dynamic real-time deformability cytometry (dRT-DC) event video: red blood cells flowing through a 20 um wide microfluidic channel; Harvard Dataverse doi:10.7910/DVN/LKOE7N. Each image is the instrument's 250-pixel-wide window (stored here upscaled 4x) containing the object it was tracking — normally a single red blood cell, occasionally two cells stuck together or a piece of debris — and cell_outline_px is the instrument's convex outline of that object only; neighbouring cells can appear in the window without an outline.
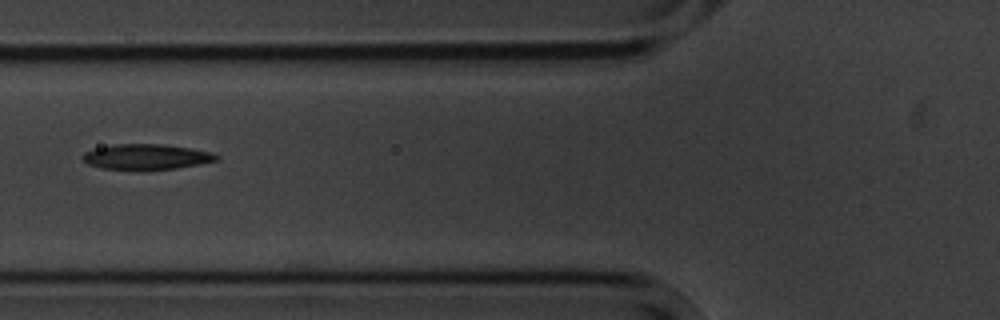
{"species": "common noctule bat (a hibernating species)", "species_latin": "Nyctalus noctula", "temperature_condition": "cold", "stored_images_in_passage": 15, "segment_of_instrument_passage": [1, 2], "camera_frame_rate_fps": 3000, "um_per_image_px": 0.085, "animal": {"sex": "male", "body_mass_g": 20.1, "forearm_length_mm": 53.5}, "frame": {"image": 1, "passage_image": 5, "time_ms": 5.667, "image_size_px": [1000, 320], "cell_outline_px": [[220, 156], [216, 160], [176, 168], [100, 168], [88, 164], [80, 156], [84, 152], [96, 148], [112, 144], [164, 144], [192, 148], [212, 152]], "centroid_in_image_um": [12.42, 13.29], "position_along_channel_um": 113.4, "area_um2": 19.31}}
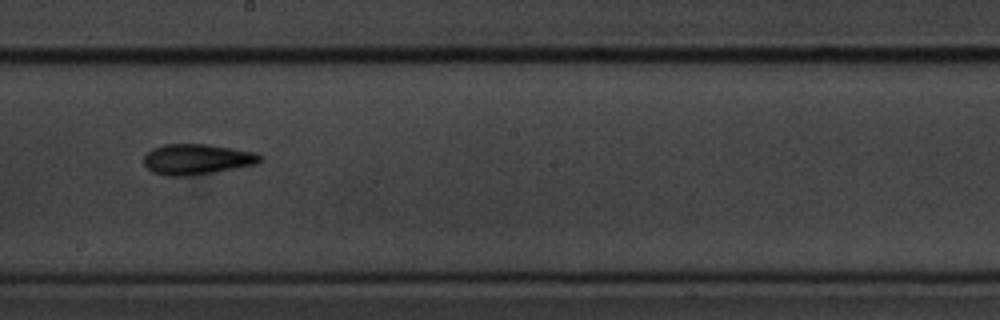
{"frame": {"image": 2, "passage_image": 8, "time_ms": 9.0, "image_size_px": [1000, 320], "cell_outline_px": [[264, 160], [256, 164], [236, 168], [212, 172], [184, 176], [168, 176], [152, 172], [144, 164], [144, 156], [152, 148], [164, 144], [208, 144], [256, 152], [264, 156]], "centroid_in_image_um": [16.77, 13.52], "position_along_channel_um": 231.4, "area_um2": 20.75}}
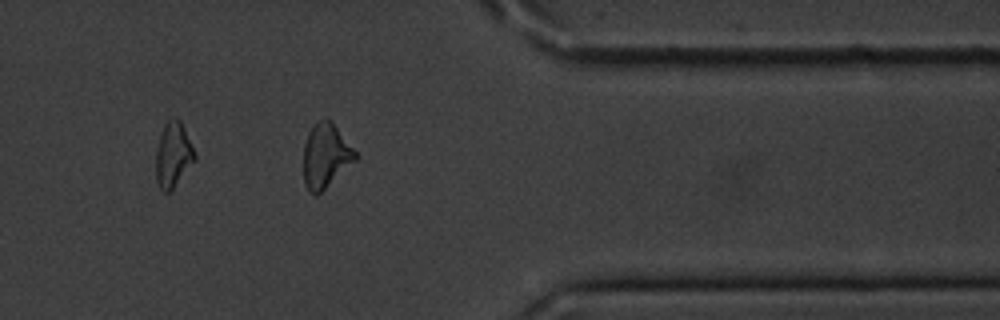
{"frame": {"image": 3, "passage_image": 12, "time_ms": 13.667, "image_size_px": [1000, 320], "cell_outline_px": [[360, 156], [356, 160], [316, 196], [312, 196], [308, 192], [304, 184], [304, 144], [308, 132], [320, 120], [332, 120]], "centroid_in_image_um": [27.69, 13.26], "position_along_channel_um": 383.7, "area_um2": 19.48}}